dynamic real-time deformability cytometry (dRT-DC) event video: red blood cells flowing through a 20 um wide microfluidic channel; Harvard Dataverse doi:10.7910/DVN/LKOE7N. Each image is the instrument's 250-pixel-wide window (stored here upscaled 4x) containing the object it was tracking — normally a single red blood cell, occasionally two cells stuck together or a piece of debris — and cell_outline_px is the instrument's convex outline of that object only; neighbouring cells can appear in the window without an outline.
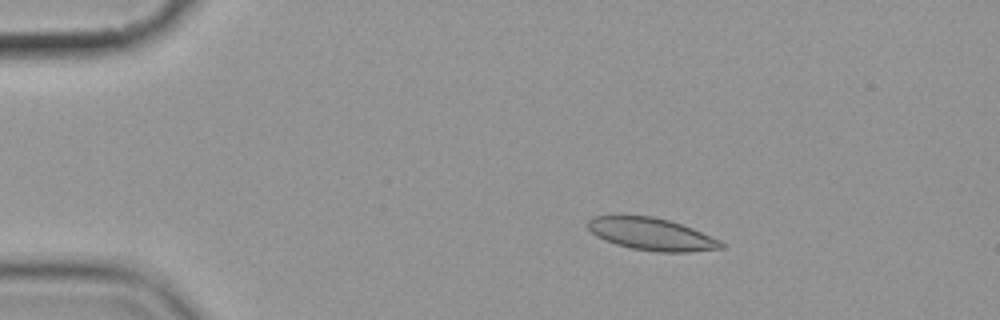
{"species": "common noctule bat (a hibernating species)", "species_latin": "Nyctalus noctula", "temperature_condition": "cold", "stored_images_in_passage": 6, "camera_frame_rate_fps": 3000, "um_per_image_px": 0.085, "animal": {"sex": "female", "body_mass_g": 19.9}, "frame": {"image": 1, "passage_image": 3, "time_ms": 2.333, "image_size_px": [1000, 320], "cell_outline_px": [[724, 248], [688, 252], [656, 252], [632, 248], [616, 244], [604, 240], [596, 236], [588, 228], [588, 220], [596, 216], [652, 216], [668, 220], [692, 228], [720, 240], [724, 244]], "centroid_in_image_um": [55.39, 19.91], "position_along_channel_um": 29.6, "area_um2": 24.85}}